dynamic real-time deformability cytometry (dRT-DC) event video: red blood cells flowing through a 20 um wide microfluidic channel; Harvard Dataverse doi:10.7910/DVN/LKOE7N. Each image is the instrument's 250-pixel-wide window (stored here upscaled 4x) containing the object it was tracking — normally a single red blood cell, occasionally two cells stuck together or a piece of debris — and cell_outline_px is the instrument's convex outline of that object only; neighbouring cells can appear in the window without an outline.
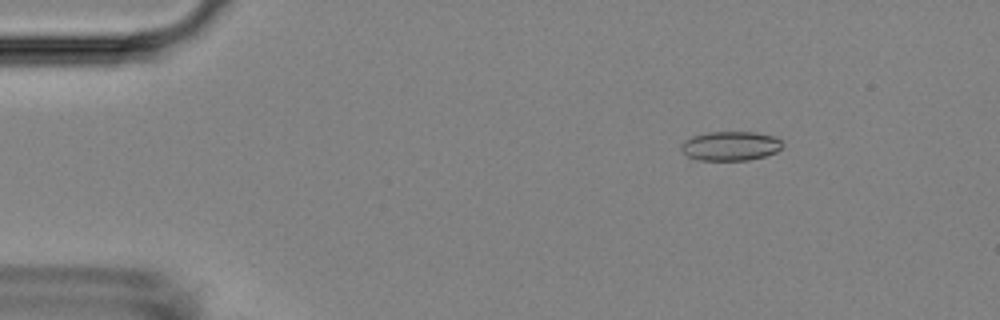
{"species": "Egyptian fruit bat (a non-hibernating species)", "species_latin": "Rousettus aegyptiacus", "temperature_condition": "room temperature", "stored_images_in_passage": 54, "camera_frame_rate_fps": 3000, "um_per_image_px": 0.085, "animal": {"sex": "female"}, "frame": {"image": 1, "passage_image": 8, "time_ms": 2.333, "image_size_px": [1000, 320], "cell_outline_px": [[784, 144], [776, 152], [764, 156], [748, 160], [700, 160], [688, 156], [680, 148], [680, 144], [684, 140], [692, 136], [708, 132], [756, 132], [772, 136], [780, 140]], "centroid_in_image_um": [62.07, 12.4], "position_along_channel_um": 22.9, "area_um2": 17.22}}
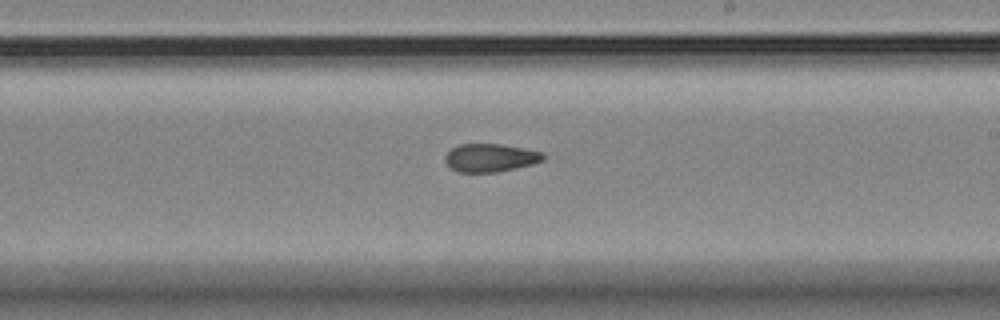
{"frame": {"image": 2, "passage_image": 32, "time_ms": 10.333, "image_size_px": [1000, 320], "cell_outline_px": [[544, 160], [532, 164], [496, 172], [456, 172], [448, 168], [444, 160], [444, 156], [452, 148], [460, 144], [500, 144], [544, 152]], "centroid_in_image_um": [41.63, 13.41], "position_along_channel_um": 247.4, "area_um2": 16.13}}
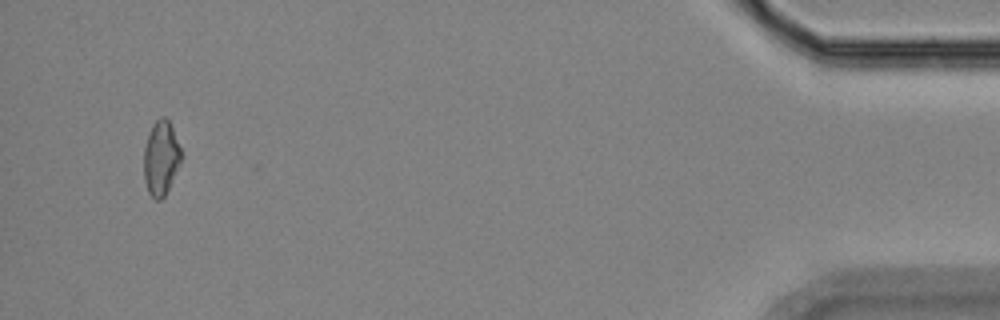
{"frame": {"image": 3, "passage_image": 52, "time_ms": 17.0, "image_size_px": [1000, 320], "cell_outline_px": [[184, 156], [164, 196], [160, 200], [156, 200], [148, 192], [144, 180], [144, 148], [152, 124], [160, 116], [164, 116], [168, 120], [172, 128]], "centroid_in_image_um": [13.69, 13.42], "position_along_channel_um": 421.5, "area_um2": 16.18}, "authors_computed_cell_mechanics": {"area_um2": 16.7909, "velocity_mm_per_s": 3.7286, "shape_relaxation_time_tau1_ms": null, "shape_relaxation_time_tau2_ms": 5.2098, "deformation_change_tau1": null, "deformation_change_tau2": 0.1279}}